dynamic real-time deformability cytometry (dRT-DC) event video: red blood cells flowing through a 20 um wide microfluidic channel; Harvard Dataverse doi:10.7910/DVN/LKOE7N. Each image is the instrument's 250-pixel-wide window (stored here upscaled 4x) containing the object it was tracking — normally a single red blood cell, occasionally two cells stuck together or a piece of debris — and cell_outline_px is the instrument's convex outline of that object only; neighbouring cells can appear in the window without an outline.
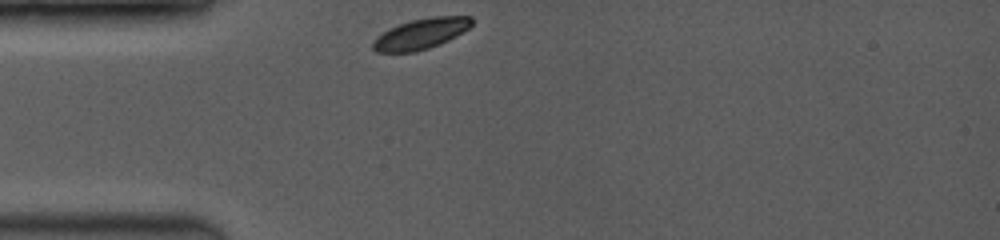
{"species": "common noctule bat (a hibernating species)", "species_latin": "Nyctalus noctula", "temperature_condition": "room temperature", "stored_images_in_passage": 9, "camera_frame_rate_fps": 3500, "um_per_image_px": 0.085, "animal": {"sex": "female", "body_mass_g": 19.0, "forearm_length_mm": 53.3}, "frame": {"image": 1, "passage_image": 1, "time_ms": 0.0, "image_size_px": [1000, 240], "cell_outline_px": [[472, 24], [468, 28], [456, 36], [440, 44], [416, 52], [376, 52], [372, 48], [372, 40], [376, 36], [388, 28], [412, 20], [432, 16], [472, 16]], "centroid_in_image_um": [35.74, 2.87], "position_along_channel_um": 49.3, "area_um2": 17.69}}
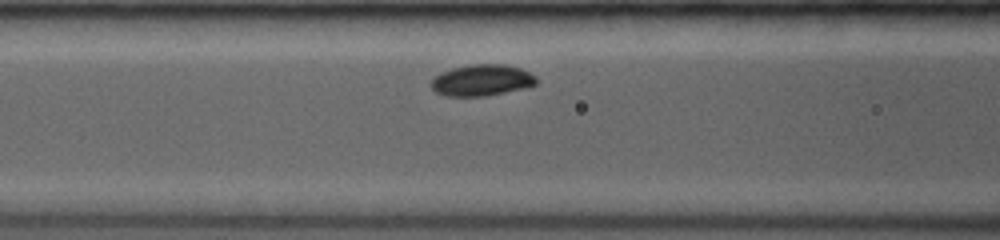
{"frame": {"image": 2, "passage_image": 6, "time_ms": 2.286, "image_size_px": [1000, 240], "cell_outline_px": [[536, 84], [528, 88], [484, 96], [444, 96], [436, 92], [428, 84], [440, 72], [452, 68], [472, 64], [504, 64], [520, 68], [536, 76]], "centroid_in_image_um": [40.94, 6.82], "position_along_channel_um": 125.7, "area_um2": 19.36}}
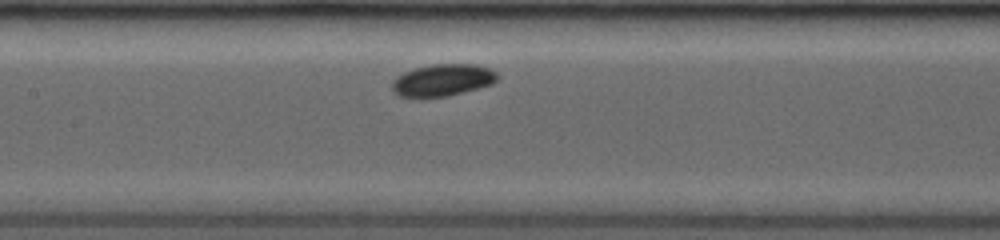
{"frame": {"image": 3, "passage_image": 8, "time_ms": 3.429, "image_size_px": [1000, 240], "cell_outline_px": [[496, 80], [492, 84], [448, 96], [420, 100], [400, 96], [392, 92], [392, 80], [396, 76], [404, 72], [416, 68], [432, 64], [476, 64], [492, 68], [496, 72]], "centroid_in_image_um": [37.56, 6.84], "position_along_channel_um": 169.8, "area_um2": 20.17}}